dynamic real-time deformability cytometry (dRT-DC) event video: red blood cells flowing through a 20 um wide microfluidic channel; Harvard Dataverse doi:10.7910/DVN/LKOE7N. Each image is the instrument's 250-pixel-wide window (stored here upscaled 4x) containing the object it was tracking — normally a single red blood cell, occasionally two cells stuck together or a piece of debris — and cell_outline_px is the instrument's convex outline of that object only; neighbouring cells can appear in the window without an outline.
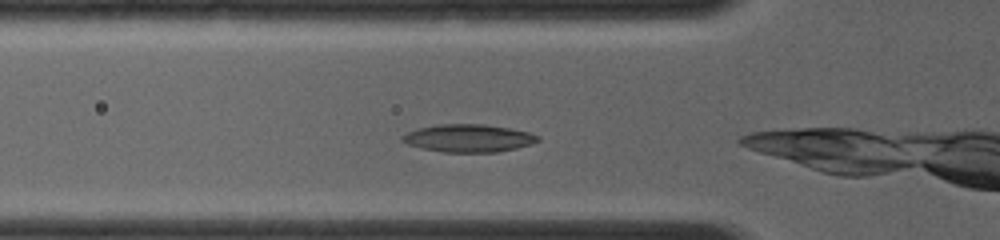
{"species": "common noctule bat (a hibernating species)", "species_latin": "Nyctalus noctula", "temperature_condition": "room temperature", "stored_images_in_passage": 39, "camera_frame_rate_fps": 4000, "um_per_image_px": 0.085, "animal": {"sex": "female", "body_mass_g": 19.0, "forearm_length_mm": 56.7}, "frame": {"image": 1, "passage_image": 3, "time_ms": 0.75, "image_size_px": [1000, 240], "cell_outline_px": [[540, 140], [532, 144], [516, 148], [496, 152], [444, 152], [420, 148], [408, 144], [400, 140], [400, 136], [408, 132], [420, 128], [436, 124], [484, 124], [508, 128], [528, 132], [540, 136]], "centroid_in_image_um": [39.81, 11.74], "position_along_channel_um": 86.0, "area_um2": 21.91}}
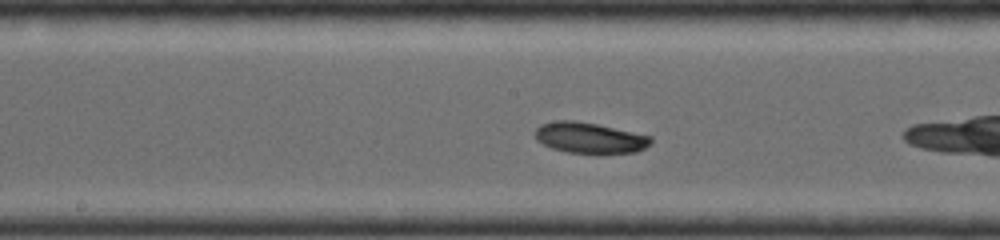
{"frame": {"image": 2, "passage_image": 13, "time_ms": 3.25, "image_size_px": [1000, 240], "cell_outline_px": [[652, 144], [636, 152], [600, 156], [568, 152], [552, 148], [536, 140], [532, 132], [540, 124], [556, 120], [572, 120], [596, 124], [652, 136]], "centroid_in_image_um": [50.13, 11.75], "position_along_channel_um": 198.1, "area_um2": 21.56}}
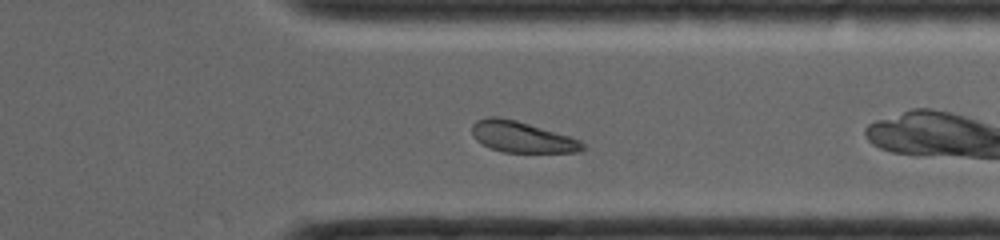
{"frame": {"image": 3, "passage_image": 29, "time_ms": 7.0, "image_size_px": [1000, 240], "cell_outline_px": [[584, 148], [580, 152], [504, 152], [488, 148], [476, 140], [472, 132], [472, 124], [476, 120], [488, 116], [496, 116], [516, 120], [568, 136], [580, 140], [584, 144]], "centroid_in_image_um": [44.31, 11.64], "position_along_channel_um": 367.1, "area_um2": 19.88}}